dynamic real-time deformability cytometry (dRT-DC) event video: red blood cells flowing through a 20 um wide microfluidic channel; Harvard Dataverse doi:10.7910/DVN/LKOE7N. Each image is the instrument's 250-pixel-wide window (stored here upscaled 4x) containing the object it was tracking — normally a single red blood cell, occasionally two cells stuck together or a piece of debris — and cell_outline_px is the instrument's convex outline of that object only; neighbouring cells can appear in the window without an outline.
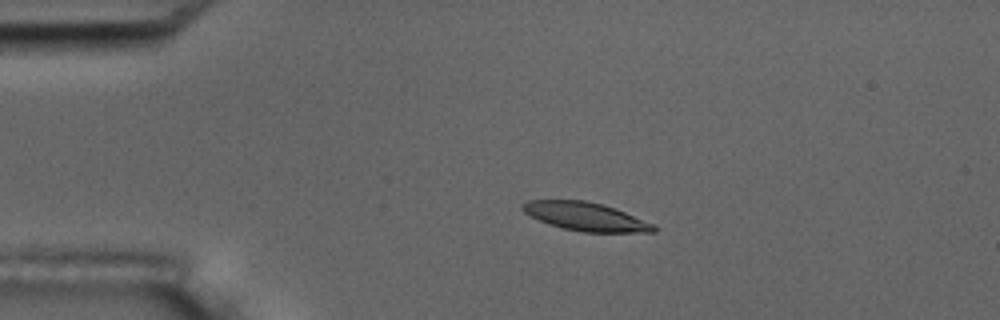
{"species": "common noctule bat (a hibernating species)", "species_latin": "Nyctalus noctula", "temperature_condition": "room temperature", "stored_images_in_passage": 2, "camera_frame_rate_fps": 3000, "um_per_image_px": 0.085, "animal": {"sex": "male", "body_mass_g": 17.5, "forearm_length_mm": 52.3}, "frame": {"image": 1, "passage_image": 1, "time_ms": 0.0, "image_size_px": [1000, 320], "cell_outline_px": [[656, 232], [584, 232], [564, 228], [548, 224], [524, 212], [520, 208], [520, 204], [528, 200], [584, 200], [604, 204], [624, 212], [652, 224], [656, 228]], "centroid_in_image_um": [49.73, 18.39], "position_along_channel_um": 35.3, "area_um2": 21.44}}